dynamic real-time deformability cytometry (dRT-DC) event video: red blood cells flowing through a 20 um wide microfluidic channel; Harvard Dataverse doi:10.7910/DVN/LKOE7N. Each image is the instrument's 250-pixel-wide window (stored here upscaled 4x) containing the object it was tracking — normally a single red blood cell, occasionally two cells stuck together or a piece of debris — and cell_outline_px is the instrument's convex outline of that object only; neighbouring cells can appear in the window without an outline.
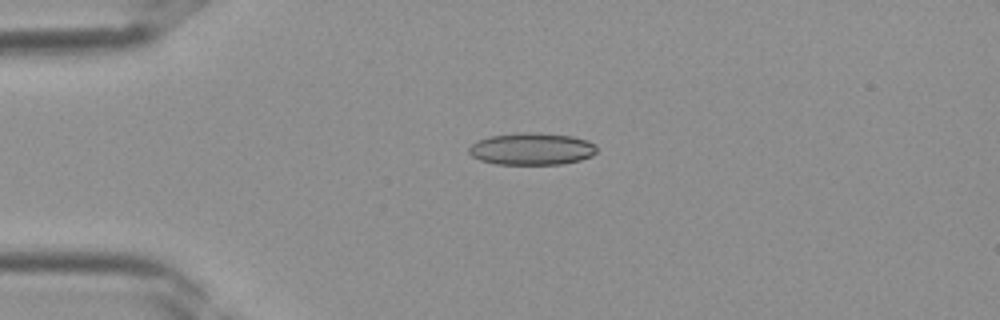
{"species": "Egyptian fruit bat (a non-hibernating species)", "species_latin": "Rousettus aegyptiacus", "temperature_condition": "room temperature", "stored_images_in_passage": 30, "camera_frame_rate_fps": 3000, "um_per_image_px": 0.085, "frame": {"image": 1, "passage_image": 1, "time_ms": 0.0, "image_size_px": [1000, 320], "cell_outline_px": [[596, 152], [592, 156], [580, 160], [564, 164], [496, 164], [480, 160], [472, 156], [468, 152], [468, 148], [476, 140], [488, 136], [520, 132], [540, 132], [572, 136], [588, 140], [596, 144]], "centroid_in_image_um": [45.2, 12.64], "position_along_channel_um": 39.8, "area_um2": 24.28}}
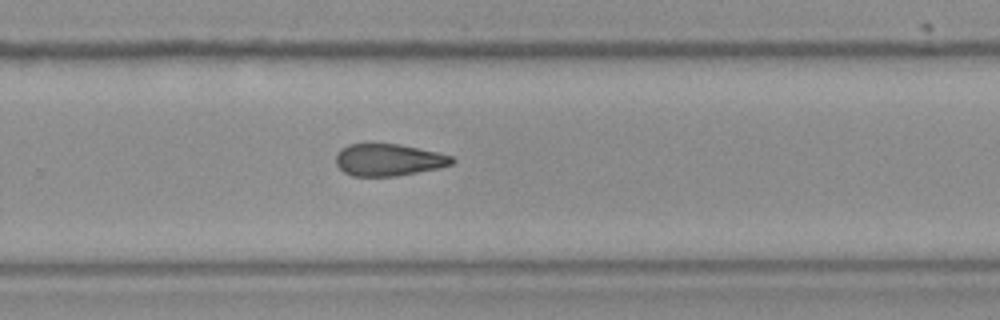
{"frame": {"image": 2, "passage_image": 17, "time_ms": 5.333, "image_size_px": [1000, 320], "cell_outline_px": [[456, 160], [452, 164], [436, 168], [396, 176], [352, 176], [344, 172], [336, 164], [336, 152], [340, 148], [348, 144], [400, 144], [436, 152], [452, 156]], "centroid_in_image_um": [32.99, 13.58], "position_along_channel_um": 296.8, "area_um2": 21.56}}
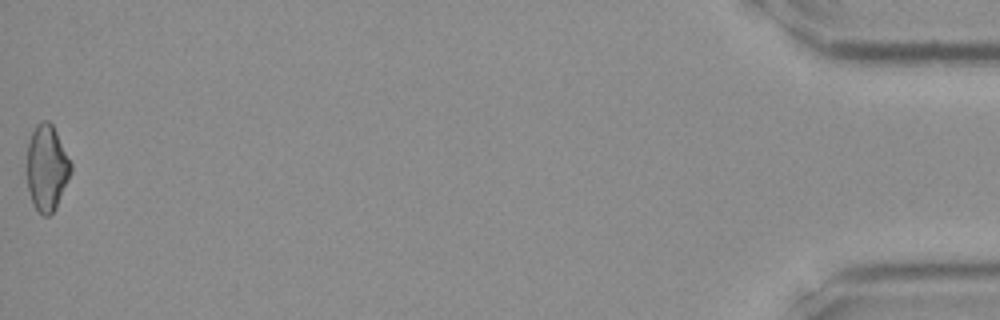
{"frame": {"image": 3, "passage_image": 30, "time_ms": 9.667, "image_size_px": [1000, 320], "cell_outline_px": [[72, 172], [56, 208], [48, 216], [44, 216], [32, 204], [24, 172], [28, 144], [32, 132], [36, 124], [44, 120], [48, 120], [52, 124], [72, 164]], "centroid_in_image_um": [3.95, 14.28], "position_along_channel_um": 431.3, "area_um2": 22.43}}